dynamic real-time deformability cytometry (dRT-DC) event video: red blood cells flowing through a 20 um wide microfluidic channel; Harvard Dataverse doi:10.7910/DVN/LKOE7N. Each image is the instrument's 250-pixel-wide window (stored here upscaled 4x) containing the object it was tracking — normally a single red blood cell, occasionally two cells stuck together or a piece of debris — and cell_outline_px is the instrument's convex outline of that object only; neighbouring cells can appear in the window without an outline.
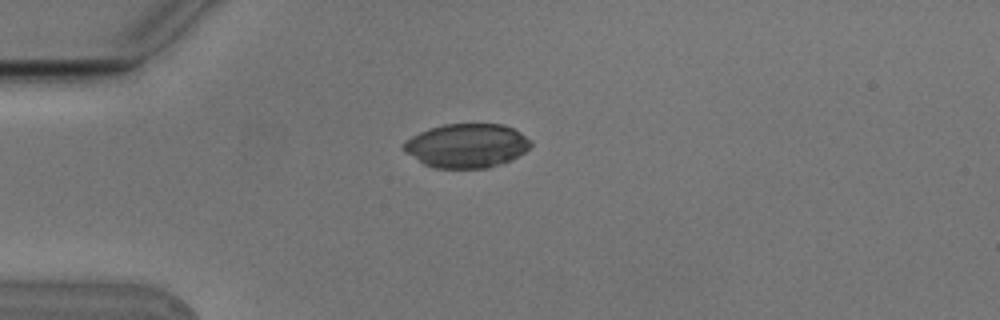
{"species": "Egyptian fruit bat (a non-hibernating species)", "species_latin": "Rousettus aegyptiacus", "temperature_condition": "cold", "stored_images_in_passage": 3, "camera_frame_rate_fps": 3000, "um_per_image_px": 0.085, "animal": {"sex": "male"}, "frame": {"image": 1, "passage_image": 1, "time_ms": 0.0, "image_size_px": [1000, 320], "cell_outline_px": [[532, 144], [524, 152], [512, 160], [504, 164], [488, 168], [432, 168], [424, 164], [404, 152], [400, 148], [412, 136], [428, 128], [444, 124], [504, 124], [520, 132], [532, 140]], "centroid_in_image_um": [39.68, 12.39], "position_along_channel_um": 45.3, "area_um2": 32.89}}